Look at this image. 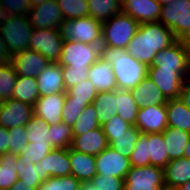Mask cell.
<instances>
[{
	"instance_id": "obj_1",
	"label": "cell",
	"mask_w": 190,
	"mask_h": 190,
	"mask_svg": "<svg viewBox=\"0 0 190 190\" xmlns=\"http://www.w3.org/2000/svg\"><path fill=\"white\" fill-rule=\"evenodd\" d=\"M176 40L173 31L160 21L141 23L126 50L137 61L151 66L156 54Z\"/></svg>"
},
{
	"instance_id": "obj_2",
	"label": "cell",
	"mask_w": 190,
	"mask_h": 190,
	"mask_svg": "<svg viewBox=\"0 0 190 190\" xmlns=\"http://www.w3.org/2000/svg\"><path fill=\"white\" fill-rule=\"evenodd\" d=\"M100 58L112 65L117 89L131 90L147 76L148 66L137 61L126 49L101 46Z\"/></svg>"
},
{
	"instance_id": "obj_3",
	"label": "cell",
	"mask_w": 190,
	"mask_h": 190,
	"mask_svg": "<svg viewBox=\"0 0 190 190\" xmlns=\"http://www.w3.org/2000/svg\"><path fill=\"white\" fill-rule=\"evenodd\" d=\"M131 166H158L164 168L169 159L162 133L141 134L130 154Z\"/></svg>"
},
{
	"instance_id": "obj_4",
	"label": "cell",
	"mask_w": 190,
	"mask_h": 190,
	"mask_svg": "<svg viewBox=\"0 0 190 190\" xmlns=\"http://www.w3.org/2000/svg\"><path fill=\"white\" fill-rule=\"evenodd\" d=\"M139 23L128 14L120 12L102 23L101 46L126 49L139 28Z\"/></svg>"
},
{
	"instance_id": "obj_5",
	"label": "cell",
	"mask_w": 190,
	"mask_h": 190,
	"mask_svg": "<svg viewBox=\"0 0 190 190\" xmlns=\"http://www.w3.org/2000/svg\"><path fill=\"white\" fill-rule=\"evenodd\" d=\"M64 40H74L84 44L101 46L102 23L91 16L65 19L59 27Z\"/></svg>"
},
{
	"instance_id": "obj_6",
	"label": "cell",
	"mask_w": 190,
	"mask_h": 190,
	"mask_svg": "<svg viewBox=\"0 0 190 190\" xmlns=\"http://www.w3.org/2000/svg\"><path fill=\"white\" fill-rule=\"evenodd\" d=\"M32 30L28 16L11 15L1 24V37L11 55L29 49Z\"/></svg>"
},
{
	"instance_id": "obj_7",
	"label": "cell",
	"mask_w": 190,
	"mask_h": 190,
	"mask_svg": "<svg viewBox=\"0 0 190 190\" xmlns=\"http://www.w3.org/2000/svg\"><path fill=\"white\" fill-rule=\"evenodd\" d=\"M159 21L173 31L177 40H182L190 31V0L162 5Z\"/></svg>"
},
{
	"instance_id": "obj_8",
	"label": "cell",
	"mask_w": 190,
	"mask_h": 190,
	"mask_svg": "<svg viewBox=\"0 0 190 190\" xmlns=\"http://www.w3.org/2000/svg\"><path fill=\"white\" fill-rule=\"evenodd\" d=\"M101 46L64 40L59 61L62 66L91 67L100 58Z\"/></svg>"
},
{
	"instance_id": "obj_9",
	"label": "cell",
	"mask_w": 190,
	"mask_h": 190,
	"mask_svg": "<svg viewBox=\"0 0 190 190\" xmlns=\"http://www.w3.org/2000/svg\"><path fill=\"white\" fill-rule=\"evenodd\" d=\"M148 68L178 69L187 78L190 75V50L181 40H176L159 51Z\"/></svg>"
},
{
	"instance_id": "obj_10",
	"label": "cell",
	"mask_w": 190,
	"mask_h": 190,
	"mask_svg": "<svg viewBox=\"0 0 190 190\" xmlns=\"http://www.w3.org/2000/svg\"><path fill=\"white\" fill-rule=\"evenodd\" d=\"M165 186L163 168L132 166L125 178L124 190H159Z\"/></svg>"
},
{
	"instance_id": "obj_11",
	"label": "cell",
	"mask_w": 190,
	"mask_h": 190,
	"mask_svg": "<svg viewBox=\"0 0 190 190\" xmlns=\"http://www.w3.org/2000/svg\"><path fill=\"white\" fill-rule=\"evenodd\" d=\"M63 42L59 30L33 29L29 49L39 52L50 62L57 63L61 56Z\"/></svg>"
},
{
	"instance_id": "obj_12",
	"label": "cell",
	"mask_w": 190,
	"mask_h": 190,
	"mask_svg": "<svg viewBox=\"0 0 190 190\" xmlns=\"http://www.w3.org/2000/svg\"><path fill=\"white\" fill-rule=\"evenodd\" d=\"M27 16L33 29L59 30L60 24L65 20L56 0H45L31 7Z\"/></svg>"
},
{
	"instance_id": "obj_13",
	"label": "cell",
	"mask_w": 190,
	"mask_h": 190,
	"mask_svg": "<svg viewBox=\"0 0 190 190\" xmlns=\"http://www.w3.org/2000/svg\"><path fill=\"white\" fill-rule=\"evenodd\" d=\"M147 77L161 90L167 100L177 99L186 77L178 69L148 68Z\"/></svg>"
},
{
	"instance_id": "obj_14",
	"label": "cell",
	"mask_w": 190,
	"mask_h": 190,
	"mask_svg": "<svg viewBox=\"0 0 190 190\" xmlns=\"http://www.w3.org/2000/svg\"><path fill=\"white\" fill-rule=\"evenodd\" d=\"M97 175L113 176L125 179L131 169L130 159L120 155L108 146L100 154L95 156Z\"/></svg>"
},
{
	"instance_id": "obj_15",
	"label": "cell",
	"mask_w": 190,
	"mask_h": 190,
	"mask_svg": "<svg viewBox=\"0 0 190 190\" xmlns=\"http://www.w3.org/2000/svg\"><path fill=\"white\" fill-rule=\"evenodd\" d=\"M134 126L142 134L162 133L168 127L166 105L139 108Z\"/></svg>"
},
{
	"instance_id": "obj_16",
	"label": "cell",
	"mask_w": 190,
	"mask_h": 190,
	"mask_svg": "<svg viewBox=\"0 0 190 190\" xmlns=\"http://www.w3.org/2000/svg\"><path fill=\"white\" fill-rule=\"evenodd\" d=\"M34 114L33 106L10 98L0 102V126L13 128L24 126Z\"/></svg>"
},
{
	"instance_id": "obj_17",
	"label": "cell",
	"mask_w": 190,
	"mask_h": 190,
	"mask_svg": "<svg viewBox=\"0 0 190 190\" xmlns=\"http://www.w3.org/2000/svg\"><path fill=\"white\" fill-rule=\"evenodd\" d=\"M11 63L18 76L35 78L51 64L45 56L31 49L12 55Z\"/></svg>"
},
{
	"instance_id": "obj_18",
	"label": "cell",
	"mask_w": 190,
	"mask_h": 190,
	"mask_svg": "<svg viewBox=\"0 0 190 190\" xmlns=\"http://www.w3.org/2000/svg\"><path fill=\"white\" fill-rule=\"evenodd\" d=\"M121 12L128 14L139 24L158 22L161 5L156 0H121Z\"/></svg>"
},
{
	"instance_id": "obj_19",
	"label": "cell",
	"mask_w": 190,
	"mask_h": 190,
	"mask_svg": "<svg viewBox=\"0 0 190 190\" xmlns=\"http://www.w3.org/2000/svg\"><path fill=\"white\" fill-rule=\"evenodd\" d=\"M39 163L42 182L49 177H63L71 174L68 148L51 150Z\"/></svg>"
},
{
	"instance_id": "obj_20",
	"label": "cell",
	"mask_w": 190,
	"mask_h": 190,
	"mask_svg": "<svg viewBox=\"0 0 190 190\" xmlns=\"http://www.w3.org/2000/svg\"><path fill=\"white\" fill-rule=\"evenodd\" d=\"M66 93H54L39 97L33 107L34 114L41 117L48 125L62 122V112Z\"/></svg>"
},
{
	"instance_id": "obj_21",
	"label": "cell",
	"mask_w": 190,
	"mask_h": 190,
	"mask_svg": "<svg viewBox=\"0 0 190 190\" xmlns=\"http://www.w3.org/2000/svg\"><path fill=\"white\" fill-rule=\"evenodd\" d=\"M36 79L40 97L67 92L63 82L62 67L58 63L51 62Z\"/></svg>"
},
{
	"instance_id": "obj_22",
	"label": "cell",
	"mask_w": 190,
	"mask_h": 190,
	"mask_svg": "<svg viewBox=\"0 0 190 190\" xmlns=\"http://www.w3.org/2000/svg\"><path fill=\"white\" fill-rule=\"evenodd\" d=\"M68 157L71 164V174L81 183L91 182L97 175L94 155L79 152L70 147L68 148Z\"/></svg>"
},
{
	"instance_id": "obj_23",
	"label": "cell",
	"mask_w": 190,
	"mask_h": 190,
	"mask_svg": "<svg viewBox=\"0 0 190 190\" xmlns=\"http://www.w3.org/2000/svg\"><path fill=\"white\" fill-rule=\"evenodd\" d=\"M108 146L102 126L92 129L81 136H73L71 144L73 150L94 156L100 154Z\"/></svg>"
},
{
	"instance_id": "obj_24",
	"label": "cell",
	"mask_w": 190,
	"mask_h": 190,
	"mask_svg": "<svg viewBox=\"0 0 190 190\" xmlns=\"http://www.w3.org/2000/svg\"><path fill=\"white\" fill-rule=\"evenodd\" d=\"M130 92L140 108L148 105H166L168 101L156 84L147 76Z\"/></svg>"
},
{
	"instance_id": "obj_25",
	"label": "cell",
	"mask_w": 190,
	"mask_h": 190,
	"mask_svg": "<svg viewBox=\"0 0 190 190\" xmlns=\"http://www.w3.org/2000/svg\"><path fill=\"white\" fill-rule=\"evenodd\" d=\"M88 79L98 92L114 91L117 89L112 65L99 58L88 71Z\"/></svg>"
},
{
	"instance_id": "obj_26",
	"label": "cell",
	"mask_w": 190,
	"mask_h": 190,
	"mask_svg": "<svg viewBox=\"0 0 190 190\" xmlns=\"http://www.w3.org/2000/svg\"><path fill=\"white\" fill-rule=\"evenodd\" d=\"M163 172L165 186L177 189L190 181V159H173L163 168Z\"/></svg>"
},
{
	"instance_id": "obj_27",
	"label": "cell",
	"mask_w": 190,
	"mask_h": 190,
	"mask_svg": "<svg viewBox=\"0 0 190 190\" xmlns=\"http://www.w3.org/2000/svg\"><path fill=\"white\" fill-rule=\"evenodd\" d=\"M162 134L169 159L173 160L183 157L184 150L190 139V133L173 127H167Z\"/></svg>"
},
{
	"instance_id": "obj_28",
	"label": "cell",
	"mask_w": 190,
	"mask_h": 190,
	"mask_svg": "<svg viewBox=\"0 0 190 190\" xmlns=\"http://www.w3.org/2000/svg\"><path fill=\"white\" fill-rule=\"evenodd\" d=\"M168 127L190 133V110L180 98L169 99L166 104Z\"/></svg>"
},
{
	"instance_id": "obj_29",
	"label": "cell",
	"mask_w": 190,
	"mask_h": 190,
	"mask_svg": "<svg viewBox=\"0 0 190 190\" xmlns=\"http://www.w3.org/2000/svg\"><path fill=\"white\" fill-rule=\"evenodd\" d=\"M12 92V98L34 107L39 99L38 83L35 77L18 76Z\"/></svg>"
},
{
	"instance_id": "obj_30",
	"label": "cell",
	"mask_w": 190,
	"mask_h": 190,
	"mask_svg": "<svg viewBox=\"0 0 190 190\" xmlns=\"http://www.w3.org/2000/svg\"><path fill=\"white\" fill-rule=\"evenodd\" d=\"M115 99L117 100V115L134 126L140 107L134 101L130 90L116 89Z\"/></svg>"
},
{
	"instance_id": "obj_31",
	"label": "cell",
	"mask_w": 190,
	"mask_h": 190,
	"mask_svg": "<svg viewBox=\"0 0 190 190\" xmlns=\"http://www.w3.org/2000/svg\"><path fill=\"white\" fill-rule=\"evenodd\" d=\"M115 99V90L98 92L93 101V105L97 110V119L100 126H103L107 121L117 115V104Z\"/></svg>"
},
{
	"instance_id": "obj_32",
	"label": "cell",
	"mask_w": 190,
	"mask_h": 190,
	"mask_svg": "<svg viewBox=\"0 0 190 190\" xmlns=\"http://www.w3.org/2000/svg\"><path fill=\"white\" fill-rule=\"evenodd\" d=\"M88 16L103 23L121 12V0H88Z\"/></svg>"
},
{
	"instance_id": "obj_33",
	"label": "cell",
	"mask_w": 190,
	"mask_h": 190,
	"mask_svg": "<svg viewBox=\"0 0 190 190\" xmlns=\"http://www.w3.org/2000/svg\"><path fill=\"white\" fill-rule=\"evenodd\" d=\"M28 143L51 146L49 126L41 117L32 115L30 121L26 123Z\"/></svg>"
},
{
	"instance_id": "obj_34",
	"label": "cell",
	"mask_w": 190,
	"mask_h": 190,
	"mask_svg": "<svg viewBox=\"0 0 190 190\" xmlns=\"http://www.w3.org/2000/svg\"><path fill=\"white\" fill-rule=\"evenodd\" d=\"M16 159L11 152L0 155V190L10 189L18 180Z\"/></svg>"
},
{
	"instance_id": "obj_35",
	"label": "cell",
	"mask_w": 190,
	"mask_h": 190,
	"mask_svg": "<svg viewBox=\"0 0 190 190\" xmlns=\"http://www.w3.org/2000/svg\"><path fill=\"white\" fill-rule=\"evenodd\" d=\"M98 91L89 79L79 82L77 85L69 88L66 92V98L69 102L82 104H93Z\"/></svg>"
},
{
	"instance_id": "obj_36",
	"label": "cell",
	"mask_w": 190,
	"mask_h": 190,
	"mask_svg": "<svg viewBox=\"0 0 190 190\" xmlns=\"http://www.w3.org/2000/svg\"><path fill=\"white\" fill-rule=\"evenodd\" d=\"M141 134L135 126H132L125 134L113 135V142L109 146L120 155L129 158Z\"/></svg>"
},
{
	"instance_id": "obj_37",
	"label": "cell",
	"mask_w": 190,
	"mask_h": 190,
	"mask_svg": "<svg viewBox=\"0 0 190 190\" xmlns=\"http://www.w3.org/2000/svg\"><path fill=\"white\" fill-rule=\"evenodd\" d=\"M99 127L96 107L93 104L87 105L72 126L73 136H81Z\"/></svg>"
},
{
	"instance_id": "obj_38",
	"label": "cell",
	"mask_w": 190,
	"mask_h": 190,
	"mask_svg": "<svg viewBox=\"0 0 190 190\" xmlns=\"http://www.w3.org/2000/svg\"><path fill=\"white\" fill-rule=\"evenodd\" d=\"M50 144L54 149L70 148L73 139L72 127L64 122L49 126Z\"/></svg>"
},
{
	"instance_id": "obj_39",
	"label": "cell",
	"mask_w": 190,
	"mask_h": 190,
	"mask_svg": "<svg viewBox=\"0 0 190 190\" xmlns=\"http://www.w3.org/2000/svg\"><path fill=\"white\" fill-rule=\"evenodd\" d=\"M18 75L13 64L0 65V101L12 98V92Z\"/></svg>"
},
{
	"instance_id": "obj_40",
	"label": "cell",
	"mask_w": 190,
	"mask_h": 190,
	"mask_svg": "<svg viewBox=\"0 0 190 190\" xmlns=\"http://www.w3.org/2000/svg\"><path fill=\"white\" fill-rule=\"evenodd\" d=\"M16 165L18 180L23 183L31 184V187L36 189L41 185V165L39 162L35 164L29 163L25 166L24 162L17 158Z\"/></svg>"
},
{
	"instance_id": "obj_41",
	"label": "cell",
	"mask_w": 190,
	"mask_h": 190,
	"mask_svg": "<svg viewBox=\"0 0 190 190\" xmlns=\"http://www.w3.org/2000/svg\"><path fill=\"white\" fill-rule=\"evenodd\" d=\"M81 182L72 174L63 177H49L37 190H80Z\"/></svg>"
},
{
	"instance_id": "obj_42",
	"label": "cell",
	"mask_w": 190,
	"mask_h": 190,
	"mask_svg": "<svg viewBox=\"0 0 190 190\" xmlns=\"http://www.w3.org/2000/svg\"><path fill=\"white\" fill-rule=\"evenodd\" d=\"M64 19H77L88 16V0H56Z\"/></svg>"
},
{
	"instance_id": "obj_43",
	"label": "cell",
	"mask_w": 190,
	"mask_h": 190,
	"mask_svg": "<svg viewBox=\"0 0 190 190\" xmlns=\"http://www.w3.org/2000/svg\"><path fill=\"white\" fill-rule=\"evenodd\" d=\"M54 148L52 146L27 143L17 158L27 166L29 163H38Z\"/></svg>"
},
{
	"instance_id": "obj_44",
	"label": "cell",
	"mask_w": 190,
	"mask_h": 190,
	"mask_svg": "<svg viewBox=\"0 0 190 190\" xmlns=\"http://www.w3.org/2000/svg\"><path fill=\"white\" fill-rule=\"evenodd\" d=\"M90 67H72V66H62L63 82L66 91L77 85L79 82L88 79V71Z\"/></svg>"
},
{
	"instance_id": "obj_45",
	"label": "cell",
	"mask_w": 190,
	"mask_h": 190,
	"mask_svg": "<svg viewBox=\"0 0 190 190\" xmlns=\"http://www.w3.org/2000/svg\"><path fill=\"white\" fill-rule=\"evenodd\" d=\"M9 134V152L19 155L22 149L27 145V131L25 126H17L8 129Z\"/></svg>"
},
{
	"instance_id": "obj_46",
	"label": "cell",
	"mask_w": 190,
	"mask_h": 190,
	"mask_svg": "<svg viewBox=\"0 0 190 190\" xmlns=\"http://www.w3.org/2000/svg\"><path fill=\"white\" fill-rule=\"evenodd\" d=\"M133 125L122 120L118 115L111 117L103 126L104 134L106 135L108 144L113 142V135H121L128 132Z\"/></svg>"
},
{
	"instance_id": "obj_47",
	"label": "cell",
	"mask_w": 190,
	"mask_h": 190,
	"mask_svg": "<svg viewBox=\"0 0 190 190\" xmlns=\"http://www.w3.org/2000/svg\"><path fill=\"white\" fill-rule=\"evenodd\" d=\"M87 105L90 104L69 102V100L66 98L64 101V108L62 112V122L72 127Z\"/></svg>"
},
{
	"instance_id": "obj_48",
	"label": "cell",
	"mask_w": 190,
	"mask_h": 190,
	"mask_svg": "<svg viewBox=\"0 0 190 190\" xmlns=\"http://www.w3.org/2000/svg\"><path fill=\"white\" fill-rule=\"evenodd\" d=\"M91 183L99 190H124L125 179L96 175Z\"/></svg>"
},
{
	"instance_id": "obj_49",
	"label": "cell",
	"mask_w": 190,
	"mask_h": 190,
	"mask_svg": "<svg viewBox=\"0 0 190 190\" xmlns=\"http://www.w3.org/2000/svg\"><path fill=\"white\" fill-rule=\"evenodd\" d=\"M0 5L11 15L27 16L31 9L29 0H0Z\"/></svg>"
},
{
	"instance_id": "obj_50",
	"label": "cell",
	"mask_w": 190,
	"mask_h": 190,
	"mask_svg": "<svg viewBox=\"0 0 190 190\" xmlns=\"http://www.w3.org/2000/svg\"><path fill=\"white\" fill-rule=\"evenodd\" d=\"M179 98L185 104V106L190 110V75L185 80Z\"/></svg>"
},
{
	"instance_id": "obj_51",
	"label": "cell",
	"mask_w": 190,
	"mask_h": 190,
	"mask_svg": "<svg viewBox=\"0 0 190 190\" xmlns=\"http://www.w3.org/2000/svg\"><path fill=\"white\" fill-rule=\"evenodd\" d=\"M9 152L8 129L0 126V155Z\"/></svg>"
},
{
	"instance_id": "obj_52",
	"label": "cell",
	"mask_w": 190,
	"mask_h": 190,
	"mask_svg": "<svg viewBox=\"0 0 190 190\" xmlns=\"http://www.w3.org/2000/svg\"><path fill=\"white\" fill-rule=\"evenodd\" d=\"M12 60V55L7 49L3 38L0 33V65L10 63Z\"/></svg>"
},
{
	"instance_id": "obj_53",
	"label": "cell",
	"mask_w": 190,
	"mask_h": 190,
	"mask_svg": "<svg viewBox=\"0 0 190 190\" xmlns=\"http://www.w3.org/2000/svg\"><path fill=\"white\" fill-rule=\"evenodd\" d=\"M8 190H37L34 187H31V184L23 183L20 180H17L14 185Z\"/></svg>"
},
{
	"instance_id": "obj_54",
	"label": "cell",
	"mask_w": 190,
	"mask_h": 190,
	"mask_svg": "<svg viewBox=\"0 0 190 190\" xmlns=\"http://www.w3.org/2000/svg\"><path fill=\"white\" fill-rule=\"evenodd\" d=\"M11 17V14L0 5V26L4 21H7Z\"/></svg>"
},
{
	"instance_id": "obj_55",
	"label": "cell",
	"mask_w": 190,
	"mask_h": 190,
	"mask_svg": "<svg viewBox=\"0 0 190 190\" xmlns=\"http://www.w3.org/2000/svg\"><path fill=\"white\" fill-rule=\"evenodd\" d=\"M80 190H99L91 182L81 183Z\"/></svg>"
},
{
	"instance_id": "obj_56",
	"label": "cell",
	"mask_w": 190,
	"mask_h": 190,
	"mask_svg": "<svg viewBox=\"0 0 190 190\" xmlns=\"http://www.w3.org/2000/svg\"><path fill=\"white\" fill-rule=\"evenodd\" d=\"M190 50V31L188 34L181 40Z\"/></svg>"
},
{
	"instance_id": "obj_57",
	"label": "cell",
	"mask_w": 190,
	"mask_h": 190,
	"mask_svg": "<svg viewBox=\"0 0 190 190\" xmlns=\"http://www.w3.org/2000/svg\"><path fill=\"white\" fill-rule=\"evenodd\" d=\"M183 157L190 159V139H189V142H188V144L184 150Z\"/></svg>"
},
{
	"instance_id": "obj_58",
	"label": "cell",
	"mask_w": 190,
	"mask_h": 190,
	"mask_svg": "<svg viewBox=\"0 0 190 190\" xmlns=\"http://www.w3.org/2000/svg\"><path fill=\"white\" fill-rule=\"evenodd\" d=\"M177 190H190V181L181 185Z\"/></svg>"
},
{
	"instance_id": "obj_59",
	"label": "cell",
	"mask_w": 190,
	"mask_h": 190,
	"mask_svg": "<svg viewBox=\"0 0 190 190\" xmlns=\"http://www.w3.org/2000/svg\"><path fill=\"white\" fill-rule=\"evenodd\" d=\"M31 7L37 6L39 4H41L42 2H44L45 0H29Z\"/></svg>"
},
{
	"instance_id": "obj_60",
	"label": "cell",
	"mask_w": 190,
	"mask_h": 190,
	"mask_svg": "<svg viewBox=\"0 0 190 190\" xmlns=\"http://www.w3.org/2000/svg\"><path fill=\"white\" fill-rule=\"evenodd\" d=\"M161 6L170 4L173 0H156Z\"/></svg>"
},
{
	"instance_id": "obj_61",
	"label": "cell",
	"mask_w": 190,
	"mask_h": 190,
	"mask_svg": "<svg viewBox=\"0 0 190 190\" xmlns=\"http://www.w3.org/2000/svg\"><path fill=\"white\" fill-rule=\"evenodd\" d=\"M159 190H177L168 186L161 187Z\"/></svg>"
}]
</instances>
